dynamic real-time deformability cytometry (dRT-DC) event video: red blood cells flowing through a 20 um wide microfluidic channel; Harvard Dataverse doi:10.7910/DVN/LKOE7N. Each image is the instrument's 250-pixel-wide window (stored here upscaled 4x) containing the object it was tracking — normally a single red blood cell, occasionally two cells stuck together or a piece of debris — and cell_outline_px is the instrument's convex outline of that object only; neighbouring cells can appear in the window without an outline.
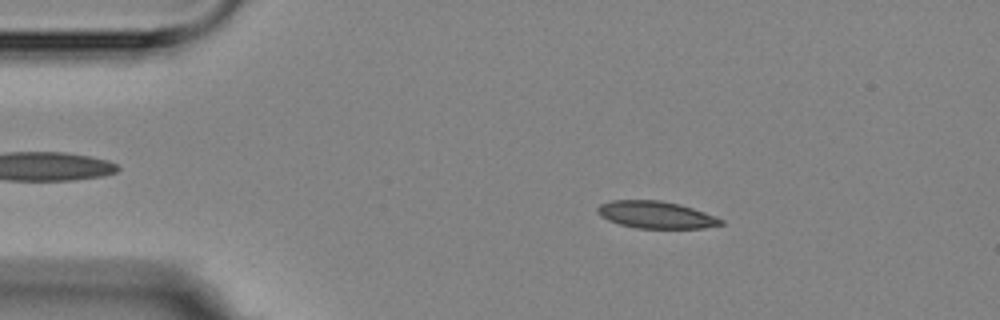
{"species": "Egyptian fruit bat (a non-hibernating species)", "species_latin": "Rousettus aegyptiacus", "temperature_condition": "room temperature", "stored_images_in_passage": 4, "camera_frame_rate_fps": 3000, "um_per_image_px": 0.085, "animal": {"sex": "female"}, "frame": {"image": 1, "passage_image": 1, "time_ms": 0.0, "image_size_px": [1000, 320], "cell_outline_px": [[724, 224], [704, 228], [636, 228], [620, 224], [608, 220], [600, 216], [596, 212], [596, 208], [600, 204], [612, 200], [660, 200], [680, 204], [704, 212], [724, 220]], "centroid_in_image_um": [55.73, 18.25], "position_along_channel_um": 29.3, "area_um2": 19.54}}
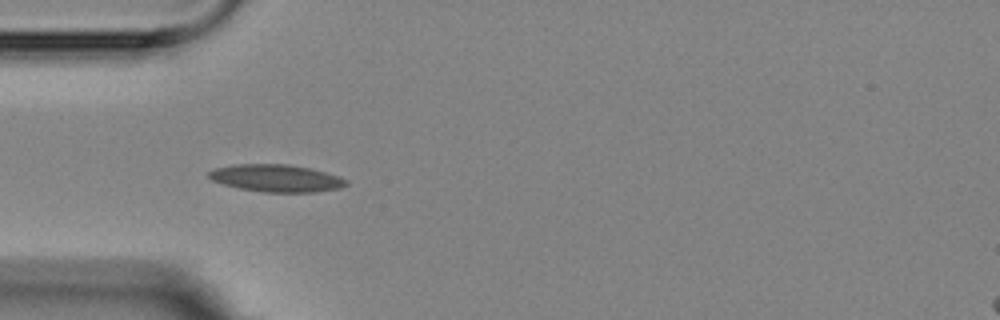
{"frame": {"image": 2, "passage_image": 3, "time_ms": 2.333, "image_size_px": [1000, 320], "cell_outline_px": [[348, 184], [340, 188], [316, 192], [264, 192], [240, 188], [224, 184], [212, 180], [208, 176], [208, 172], [212, 168], [236, 164], [288, 164], [308, 168], [324, 172], [348, 180]], "centroid_in_image_um": [23.46, 15.14], "position_along_channel_um": 61.5, "area_um2": 21.73}}
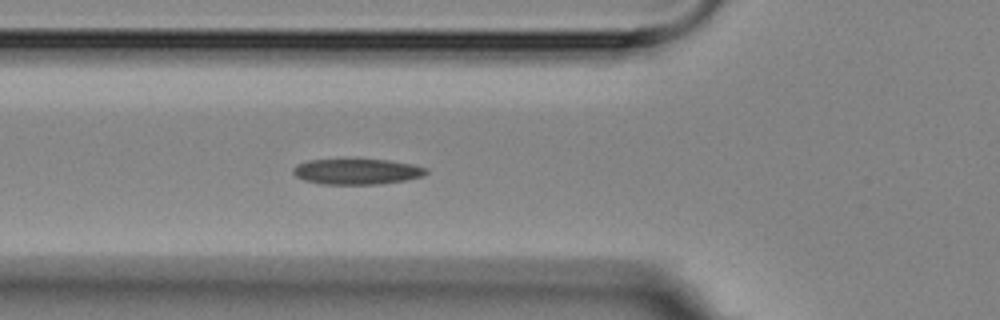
{"frame": {"image": 3, "passage_image": 4, "time_ms": 3.333, "image_size_px": [1000, 320], "cell_outline_px": [[428, 172], [424, 176], [404, 180], [380, 184], [320, 184], [304, 180], [296, 176], [292, 172], [292, 168], [296, 164], [308, 160], [352, 156], [388, 160], [412, 164], [428, 168]], "centroid_in_image_um": [30.29, 14.53], "position_along_channel_um": 95.5, "area_um2": 20.98}}